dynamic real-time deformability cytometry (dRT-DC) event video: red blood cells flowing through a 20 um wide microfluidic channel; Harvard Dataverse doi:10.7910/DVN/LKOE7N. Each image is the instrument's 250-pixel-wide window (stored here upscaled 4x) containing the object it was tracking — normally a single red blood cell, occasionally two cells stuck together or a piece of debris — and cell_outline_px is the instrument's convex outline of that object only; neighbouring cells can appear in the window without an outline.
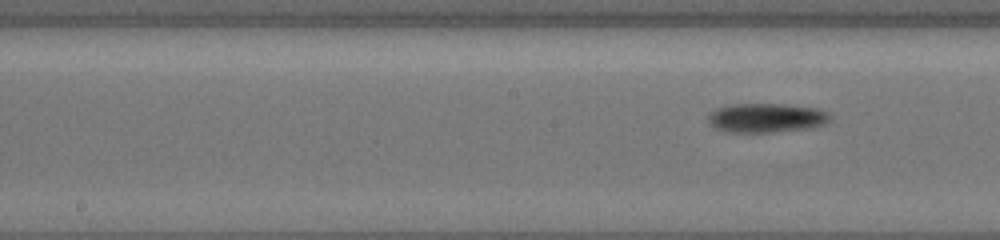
{"species": "common noctule bat (a hibernating species)", "species_latin": "Nyctalus noctula", "temperature_condition": "cold", "stored_images_in_passage": 12, "segment_of_instrument_passage": [2, 2], "camera_frame_rate_fps": 3000, "um_per_image_px": 0.085, "animal": {"sex": "female", "body_mass_g": 19.5, "forearm_length_mm": 54.1}, "frame": {"image": 1, "passage_image": 12, "time_ms": 3.667, "image_size_px": [1000, 240], "cell_outline_px": [[828, 120], [824, 124], [804, 128], [772, 132], [728, 132], [716, 128], [708, 124], [708, 112], [716, 108], [732, 104], [784, 104], [820, 108], [828, 112]], "centroid_in_image_um": [65.07, 10.0], "position_along_channel_um": 183.1, "area_um2": 20.69}}